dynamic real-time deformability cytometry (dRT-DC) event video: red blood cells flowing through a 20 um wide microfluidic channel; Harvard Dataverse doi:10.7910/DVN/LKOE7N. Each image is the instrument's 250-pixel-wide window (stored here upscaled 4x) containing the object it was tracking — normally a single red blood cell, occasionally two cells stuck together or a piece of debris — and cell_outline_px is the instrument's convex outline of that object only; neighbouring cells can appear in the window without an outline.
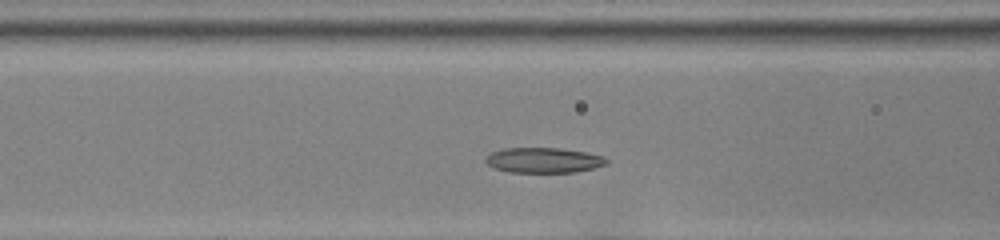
{"species": "common noctule bat (a hibernating species)", "species_latin": "Nyctalus noctula", "temperature_condition": "room temperature", "stored_images_in_passage": 34, "camera_frame_rate_fps": 3000, "um_per_image_px": 0.085, "animal": {"sex": "female", "body_mass_g": 22.0, "forearm_length_mm": 56.7}, "frame": {"image": 1, "passage_image": 9, "time_ms": 2.667, "image_size_px": [1000, 240], "cell_outline_px": [[608, 164], [576, 172], [508, 172], [492, 168], [484, 160], [492, 152], [504, 148], [560, 148], [584, 152], [604, 156], [608, 160]], "centroid_in_image_um": [46.2, 13.62], "position_along_channel_um": 120.4, "area_um2": 17.74}}
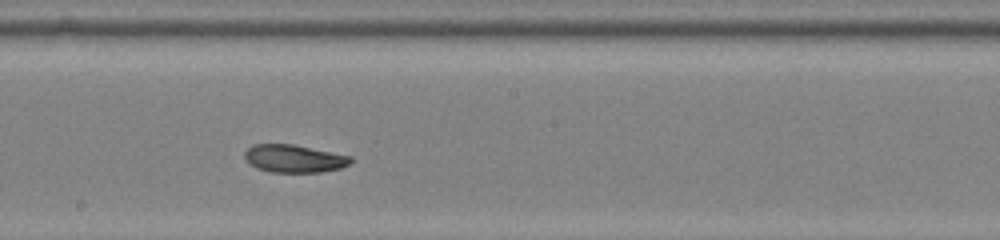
{"frame": {"image": 2, "passage_image": 17, "time_ms": 5.333, "image_size_px": [1000, 240], "cell_outline_px": [[352, 160], [348, 164], [340, 168], [320, 172], [272, 172], [256, 168], [248, 164], [244, 160], [244, 152], [252, 144], [292, 144], [352, 156]], "centroid_in_image_um": [24.94, 13.48], "position_along_channel_um": 223.3, "area_um2": 17.22}}
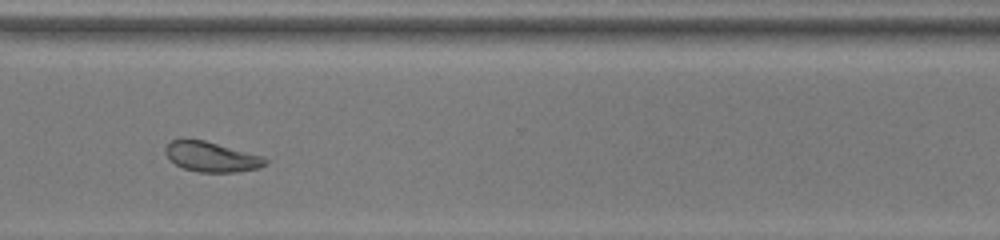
{"frame": {"image": 3, "passage_image": 27, "time_ms": 8.667, "image_size_px": [1000, 240], "cell_outline_px": [[268, 164], [256, 168], [236, 172], [196, 172], [184, 168], [176, 164], [164, 152], [164, 148], [172, 140], [204, 140], [264, 156], [268, 160]], "centroid_in_image_um": [18.01, 13.34], "position_along_channel_um": 352.6, "area_um2": 17.28}, "authors_computed_cell_mechanics": {"area_um2": 17.7157, "velocity_mm_per_s": 3.8672, "shape_relaxation_time_tau1_ms": 7.3948, "shape_relaxation_time_tau2_ms": 2.9539, "deformation_change_tau1": 0.1796, "deformation_change_tau2": 0.0733}}